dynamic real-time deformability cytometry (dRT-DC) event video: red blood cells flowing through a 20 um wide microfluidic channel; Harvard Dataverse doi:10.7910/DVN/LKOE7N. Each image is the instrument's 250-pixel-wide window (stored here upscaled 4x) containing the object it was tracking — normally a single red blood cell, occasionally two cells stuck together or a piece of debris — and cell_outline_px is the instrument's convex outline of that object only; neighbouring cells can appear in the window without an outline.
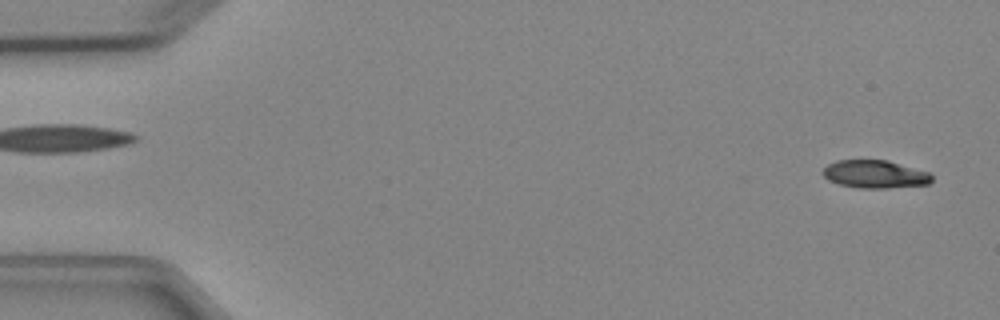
{"species": "Egyptian fruit bat (a non-hibernating species)", "species_latin": "Rousettus aegyptiacus", "temperature_condition": "cold", "stored_images_in_passage": 4, "segment_of_instrument_passage": [2, 2], "camera_frame_rate_fps": 3000, "um_per_image_px": 0.085, "animal": {"sex": "female"}, "frame": {"image": 1, "passage_image": 4, "time_ms": 3.667, "image_size_px": [1000, 320], "cell_outline_px": [[932, 180], [928, 184], [888, 188], [860, 188], [840, 184], [828, 180], [820, 172], [828, 164], [836, 160], [888, 160], [928, 172], [932, 176]], "centroid_in_image_um": [74.34, 14.8], "position_along_channel_um": 10.7, "area_um2": 17.69}}